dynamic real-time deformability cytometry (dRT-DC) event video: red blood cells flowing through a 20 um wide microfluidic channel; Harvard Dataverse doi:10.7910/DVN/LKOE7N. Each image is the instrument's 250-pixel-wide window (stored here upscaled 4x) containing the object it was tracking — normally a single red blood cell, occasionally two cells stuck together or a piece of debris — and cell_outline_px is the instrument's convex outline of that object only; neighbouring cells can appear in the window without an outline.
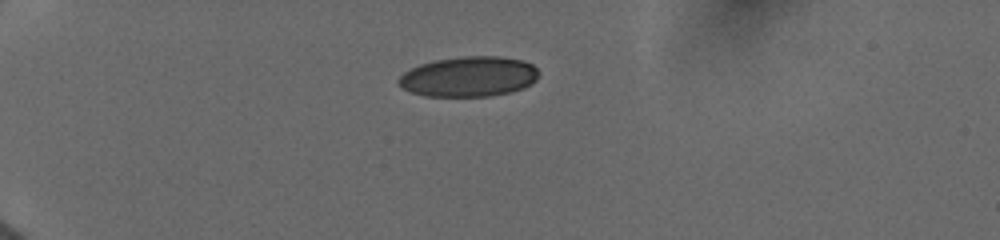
{"species": "human", "species_latin": "Homo sapiens", "temperature_condition": "cold", "stored_images_in_passage": 5, "camera_frame_rate_fps": 3000, "um_per_image_px": 0.085, "donor": {"sex": "female"}, "frame": {"image": 1, "passage_image": 1, "time_ms": 0.0, "image_size_px": [1000, 240], "cell_outline_px": [[540, 76], [532, 84], [524, 88], [512, 92], [492, 96], [424, 96], [412, 92], [404, 88], [400, 84], [400, 76], [404, 72], [420, 64], [436, 60], [464, 56], [500, 56], [524, 60], [532, 64], [540, 72]], "centroid_in_image_um": [39.94, 6.51], "position_along_channel_um": 45.1, "area_um2": 32.95}}
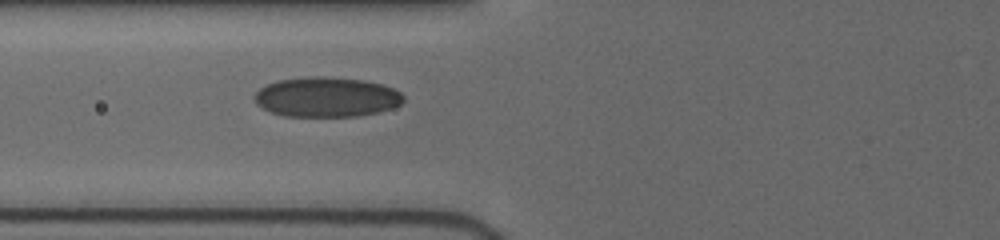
{"frame": {"image": 2, "passage_image": 5, "time_ms": 2.667, "image_size_px": [1000, 240], "cell_outline_px": [[404, 100], [400, 104], [376, 112], [356, 116], [284, 116], [272, 112], [256, 104], [252, 96], [260, 88], [276, 80], [308, 76], [324, 76], [360, 80], [380, 84], [392, 88], [400, 92], [404, 96]], "centroid_in_image_um": [27.7, 8.24], "position_along_channel_um": 98.1, "area_um2": 34.39}}